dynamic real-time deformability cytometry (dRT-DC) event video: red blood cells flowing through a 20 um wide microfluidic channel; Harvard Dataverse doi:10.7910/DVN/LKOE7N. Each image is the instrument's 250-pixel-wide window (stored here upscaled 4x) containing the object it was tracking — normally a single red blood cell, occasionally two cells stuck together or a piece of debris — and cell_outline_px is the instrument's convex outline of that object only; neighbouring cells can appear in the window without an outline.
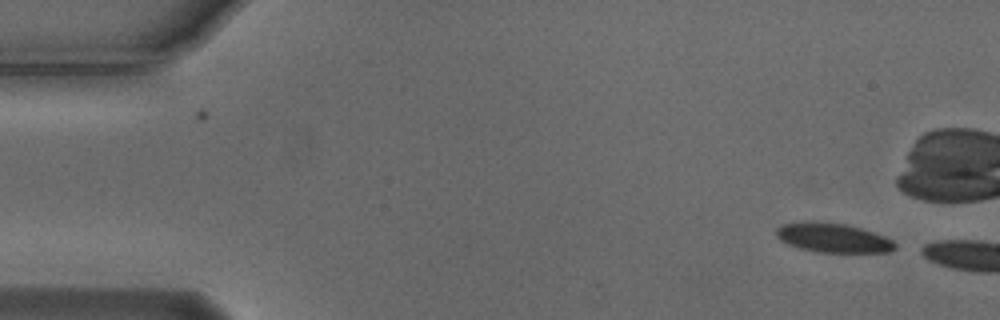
{"species": "Egyptian fruit bat (a non-hibernating species)", "species_latin": "Rousettus aegyptiacus", "temperature_condition": "cold", "stored_images_in_passage": 11, "camera_frame_rate_fps": 3000, "um_per_image_px": 0.085, "animal": {"sex": "male"}, "frame": {"image": 1, "passage_image": 1, "time_ms": 0.0, "image_size_px": [1000, 320], "cell_outline_px": [[896, 248], [888, 252], [816, 252], [796, 248], [780, 240], [776, 236], [776, 228], [784, 224], [812, 220], [848, 224], [884, 236], [892, 240], [896, 244]], "centroid_in_image_um": [70.77, 20.21], "position_along_channel_um": 14.2, "area_um2": 20.46}}